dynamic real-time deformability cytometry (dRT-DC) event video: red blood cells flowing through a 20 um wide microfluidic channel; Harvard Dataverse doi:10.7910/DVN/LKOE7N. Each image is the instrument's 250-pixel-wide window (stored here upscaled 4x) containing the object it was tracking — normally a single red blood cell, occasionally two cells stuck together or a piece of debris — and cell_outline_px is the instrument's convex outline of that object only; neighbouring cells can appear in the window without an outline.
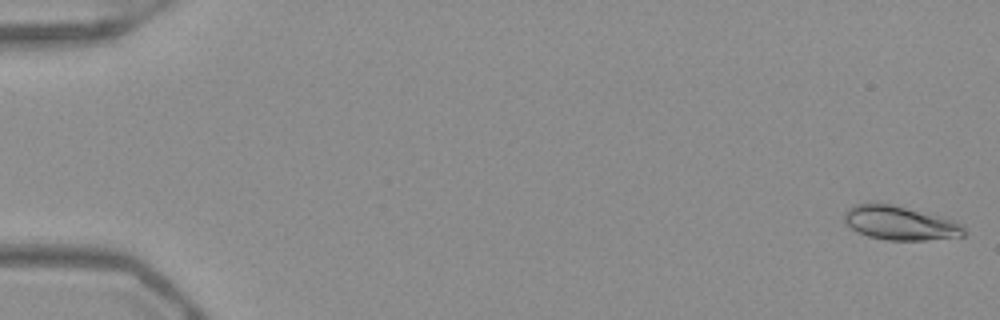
{"species": "Egyptian fruit bat (a non-hibernating species)", "species_latin": "Rousettus aegyptiacus", "temperature_condition": "warm", "stored_images_in_passage": 52, "camera_frame_rate_fps": 3000, "um_per_image_px": 0.085, "frame": {"image": 1, "passage_image": 1, "time_ms": 0.0, "image_size_px": [1000, 320], "cell_outline_px": [[964, 236], [924, 240], [884, 240], [868, 236], [856, 232], [844, 220], [844, 212], [852, 204], [872, 200], [876, 200], [948, 216], [964, 224]], "centroid_in_image_um": [76.51, 18.9], "position_along_channel_um": 8.5, "area_um2": 24.91}}
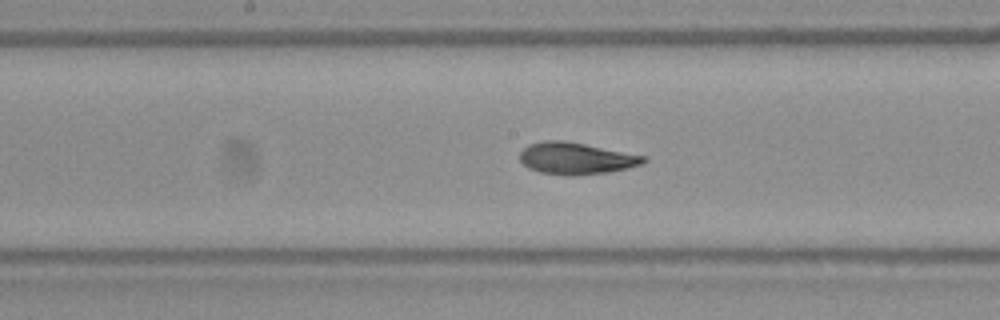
{"frame": {"image": 2, "passage_image": 28, "time_ms": 9.0, "image_size_px": [1000, 320], "cell_outline_px": [[648, 160], [640, 164], [628, 168], [608, 172], [572, 176], [568, 176], [540, 172], [528, 168], [520, 160], [520, 152], [528, 144], [544, 140], [564, 140], [648, 156]], "centroid_in_image_um": [48.97, 13.46], "position_along_channel_um": 199.2, "area_um2": 23.06}}
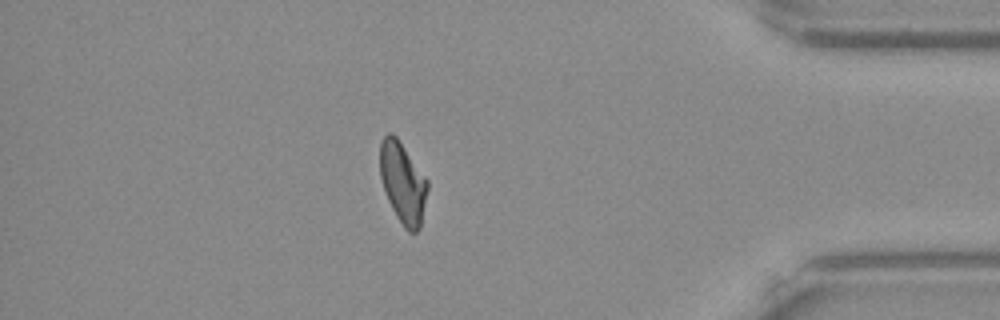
{"frame": {"image": 3, "passage_image": 46, "time_ms": 15.0, "image_size_px": [1000, 320], "cell_outline_px": [[428, 188], [420, 228], [416, 232], [408, 232], [404, 228], [396, 216], [388, 200], [380, 176], [380, 144], [384, 136], [388, 132], [392, 132], [396, 136], [428, 180]], "centroid_in_image_um": [34.24, 15.54], "position_along_channel_um": 401.0, "area_um2": 22.31}, "authors_computed_cell_mechanics": {"area_um2": 22.7154, "velocity_mm_per_s": 3.9321, "shape_relaxation_time_tau1_ms": 6.1151, "shape_relaxation_time_tau2_ms": 2.0596, "deformation_change_tau1": 0.1989, "deformation_change_tau2": 0.0662}}